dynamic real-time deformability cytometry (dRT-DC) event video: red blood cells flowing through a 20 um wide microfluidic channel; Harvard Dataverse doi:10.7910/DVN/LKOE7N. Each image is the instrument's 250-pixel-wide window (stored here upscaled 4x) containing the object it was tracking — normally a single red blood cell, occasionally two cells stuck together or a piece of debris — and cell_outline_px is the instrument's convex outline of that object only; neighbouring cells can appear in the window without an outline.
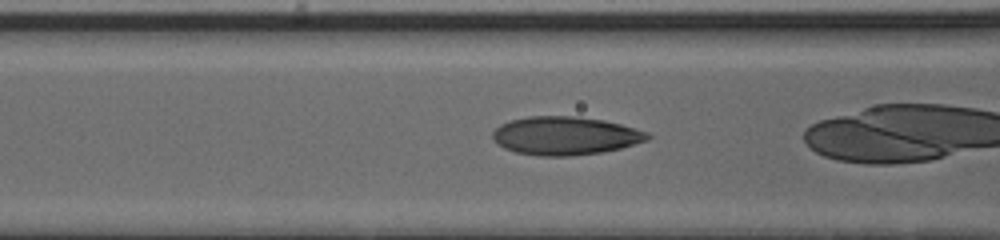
{"species": "human", "species_latin": "Homo sapiens", "temperature_condition": "cold", "stored_images_in_passage": 44, "camera_frame_rate_fps": 3000, "um_per_image_px": 0.085, "donor": {"sex": "male"}, "frame": {"image": 1, "passage_image": 23, "time_ms": 7.333, "image_size_px": [1000, 240], "cell_outline_px": [[652, 136], [648, 140], [620, 148], [600, 152], [572, 156], [540, 156], [516, 152], [504, 148], [492, 136], [492, 132], [500, 124], [512, 120], [528, 116], [580, 116], [604, 120], [620, 124], [648, 132]], "centroid_in_image_um": [48.06, 11.53], "position_along_channel_um": 118.5, "area_um2": 34.51}}
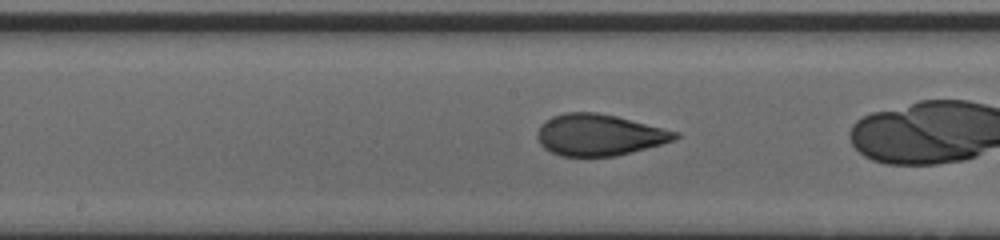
{"frame": {"image": 2, "passage_image": 29, "time_ms": 9.333, "image_size_px": [1000, 240], "cell_outline_px": [[680, 136], [676, 140], [616, 156], [560, 156], [544, 148], [540, 144], [536, 136], [536, 132], [540, 124], [544, 120], [552, 116], [564, 112], [596, 112], [616, 116], [680, 132]], "centroid_in_image_um": [50.91, 11.46], "position_along_channel_um": 197.3, "area_um2": 33.47}}
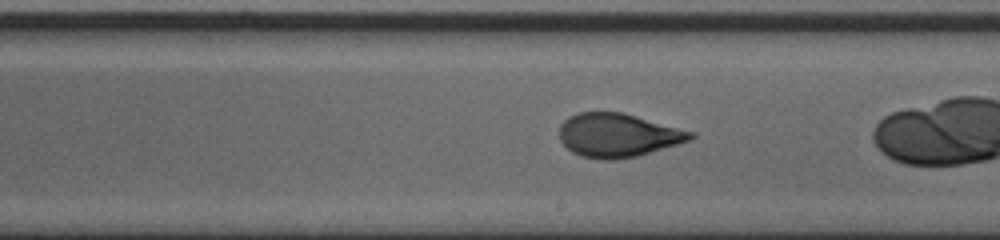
{"frame": {"image": 3, "passage_image": 32, "time_ms": 10.333, "image_size_px": [1000, 240], "cell_outline_px": [[696, 136], [692, 140], [636, 156], [612, 160], [600, 160], [580, 156], [572, 152], [560, 140], [560, 124], [568, 116], [576, 112], [624, 112], [696, 132]], "centroid_in_image_um": [52.54, 11.48], "position_along_channel_um": 236.5, "area_um2": 33.7}}